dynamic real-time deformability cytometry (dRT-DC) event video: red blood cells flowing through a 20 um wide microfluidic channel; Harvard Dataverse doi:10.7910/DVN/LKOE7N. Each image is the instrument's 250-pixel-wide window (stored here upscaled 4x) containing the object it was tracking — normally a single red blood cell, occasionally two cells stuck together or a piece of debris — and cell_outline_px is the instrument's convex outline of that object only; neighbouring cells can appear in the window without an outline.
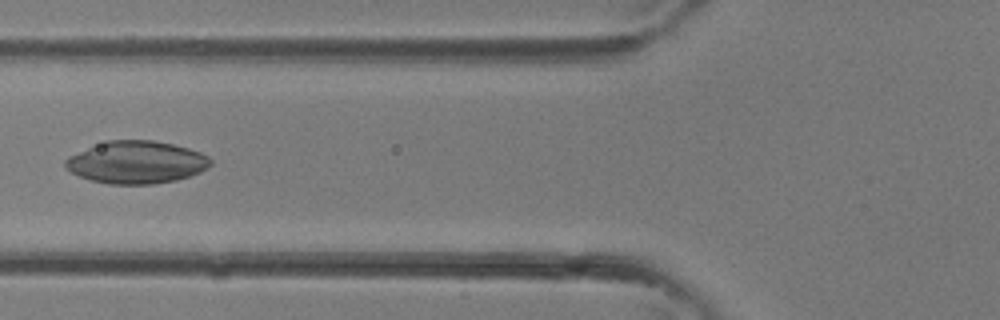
{"species": "common noctule bat (a hibernating species)", "species_latin": "Nyctalus noctula", "temperature_condition": "room temperature", "stored_images_in_passage": 31, "camera_frame_rate_fps": 3000, "um_per_image_px": 0.085, "animal": {"sex": "female"}, "frame": {"image": 1, "passage_image": 9, "time_ms": 2.667, "image_size_px": [1000, 320], "cell_outline_px": [[212, 164], [200, 172], [176, 180], [152, 184], [108, 184], [92, 180], [80, 176], [64, 168], [64, 160], [68, 156], [108, 140], [152, 140], [172, 144], [188, 148], [200, 152], [208, 156], [212, 160]], "centroid_in_image_um": [11.59, 13.79], "position_along_channel_um": 114.2, "area_um2": 35.78}}
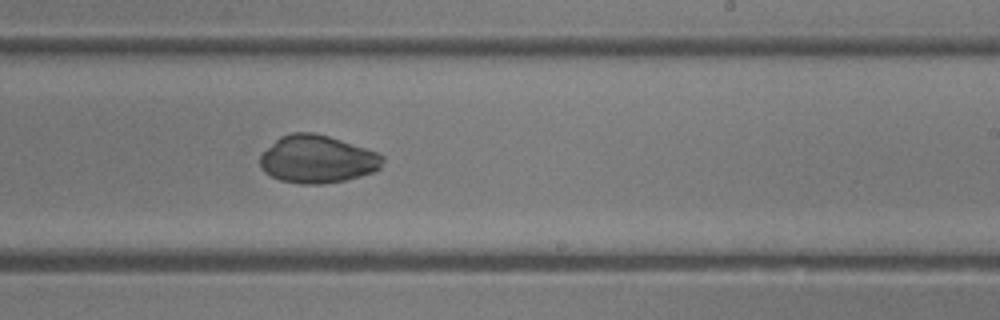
{"frame": {"image": 2, "passage_image": 17, "time_ms": 5.333, "image_size_px": [1000, 320], "cell_outline_px": [[384, 160], [380, 168], [372, 172], [360, 176], [344, 180], [324, 184], [300, 184], [280, 180], [264, 172], [260, 168], [260, 156], [280, 136], [292, 132], [316, 132], [376, 152], [384, 156]], "centroid_in_image_um": [26.95, 13.54], "position_along_channel_um": 262.0, "area_um2": 33.93}}
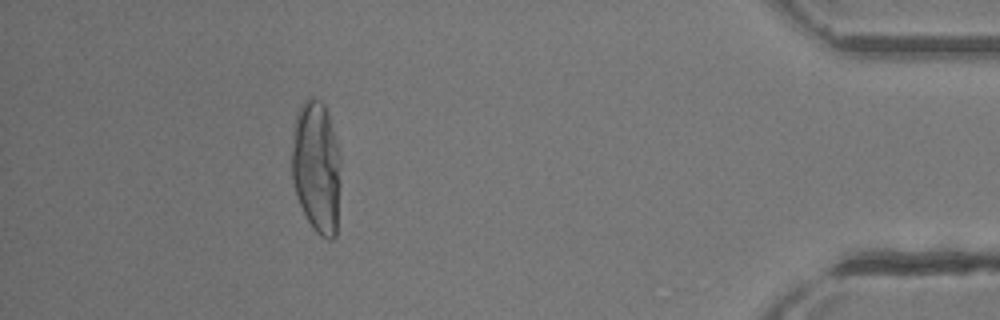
{"frame": {"image": 3, "passage_image": 28, "time_ms": 9.0, "image_size_px": [1000, 320], "cell_outline_px": [[340, 184], [336, 236], [332, 240], [328, 240], [320, 236], [312, 228], [296, 196], [292, 180], [292, 152], [296, 112], [300, 104], [308, 96], [312, 96], [320, 100], [324, 104], [336, 140], [340, 160]], "centroid_in_image_um": [26.9, 14.21], "position_along_channel_um": 408.3, "area_um2": 37.97}}